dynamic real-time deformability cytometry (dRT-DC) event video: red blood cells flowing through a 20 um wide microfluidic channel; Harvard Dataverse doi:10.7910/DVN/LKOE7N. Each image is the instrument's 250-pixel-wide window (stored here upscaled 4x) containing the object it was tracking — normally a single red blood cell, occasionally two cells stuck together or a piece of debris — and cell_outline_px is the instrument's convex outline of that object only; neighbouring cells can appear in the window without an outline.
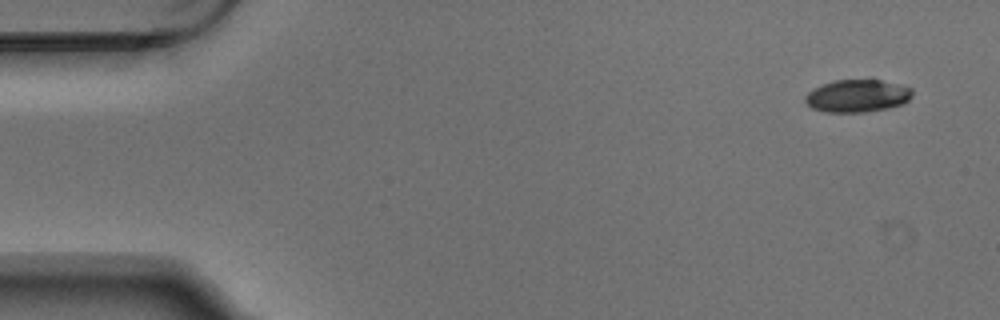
{"species": "Egyptian fruit bat (a non-hibernating species)", "species_latin": "Rousettus aegyptiacus", "temperature_condition": "warm", "stored_images_in_passage": 7, "camera_frame_rate_fps": 3000, "um_per_image_px": 0.085, "animal": {"sex": "male"}, "frame": {"image": 1, "passage_image": 1, "time_ms": 0.0, "image_size_px": [1000, 320], "cell_outline_px": [[912, 96], [904, 104], [888, 108], [864, 112], [824, 112], [812, 108], [804, 100], [804, 96], [812, 88], [820, 84], [836, 80], [872, 76], [912, 88]], "centroid_in_image_um": [72.88, 8.1], "position_along_channel_um": 12.1, "area_um2": 21.27}}
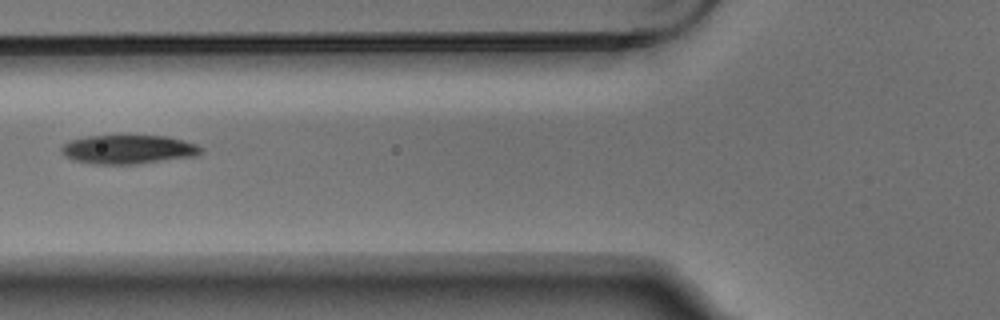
{"frame": {"image": 2, "passage_image": 6, "time_ms": 1.667, "image_size_px": [1000, 320], "cell_outline_px": [[204, 152], [196, 156], [136, 164], [92, 164], [72, 160], [64, 156], [60, 152], [60, 148], [68, 140], [88, 136], [168, 136], [196, 144], [204, 148]], "centroid_in_image_um": [10.89, 12.71], "position_along_channel_um": 114.9, "area_um2": 23.76}}
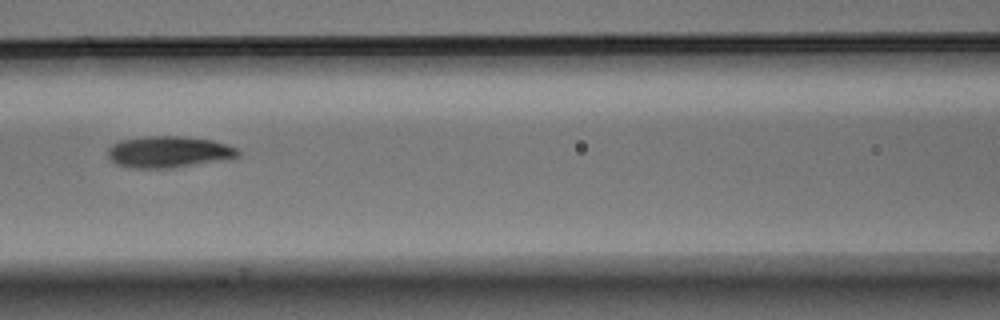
{"frame": {"image": 3, "passage_image": 7, "time_ms": 2.0, "image_size_px": [1000, 320], "cell_outline_px": [[240, 156], [228, 160], [172, 168], [132, 168], [116, 164], [108, 156], [108, 148], [112, 144], [120, 140], [144, 136], [184, 136], [212, 140], [228, 144], [236, 148], [240, 152]], "centroid_in_image_um": [14.38, 12.91], "position_along_channel_um": 152.2, "area_um2": 24.28}}